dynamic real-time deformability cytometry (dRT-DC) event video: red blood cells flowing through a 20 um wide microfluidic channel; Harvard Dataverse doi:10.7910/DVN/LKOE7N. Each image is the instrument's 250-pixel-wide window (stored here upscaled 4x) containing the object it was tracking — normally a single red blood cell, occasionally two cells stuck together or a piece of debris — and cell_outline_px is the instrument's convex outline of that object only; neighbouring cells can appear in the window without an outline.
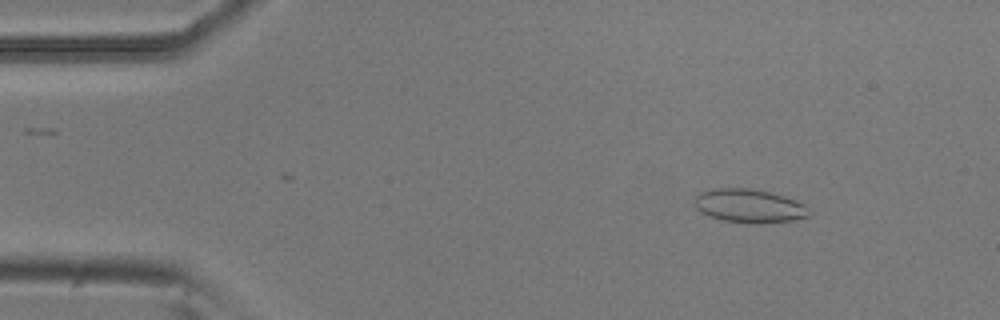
{"species": "common noctule bat (a hibernating species)", "species_latin": "Nyctalus noctula", "temperature_condition": "room temperature", "stored_images_in_passage": 53, "camera_frame_rate_fps": 3000, "um_per_image_px": 0.085, "animal": {"sex": "male", "body_mass_g": 20.5, "forearm_length_mm": 52.5}, "frame": {"image": 1, "passage_image": 7, "time_ms": 2.0, "image_size_px": [1000, 320], "cell_outline_px": [[812, 212], [808, 216], [796, 220], [756, 224], [748, 224], [724, 220], [708, 216], [700, 212], [692, 204], [692, 200], [700, 192], [712, 188], [752, 188], [784, 196], [796, 200], [804, 204]], "centroid_in_image_um": [63.66, 17.51], "position_along_channel_um": 21.3, "area_um2": 22.89}}
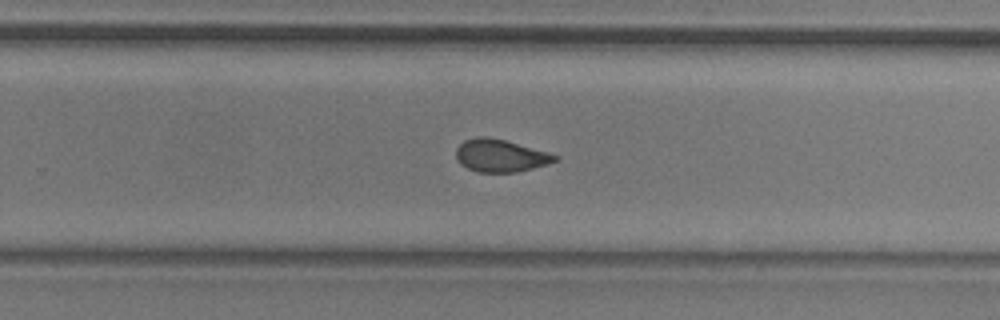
{"frame": {"image": 2, "passage_image": 34, "time_ms": 11.0, "image_size_px": [1000, 320], "cell_outline_px": [[560, 156], [556, 160], [532, 168], [516, 172], [476, 172], [460, 164], [456, 160], [456, 148], [464, 140], [476, 136], [488, 136], [504, 140], [548, 152]], "centroid_in_image_um": [42.48, 13.22], "position_along_channel_um": 287.3, "area_um2": 18.67}}
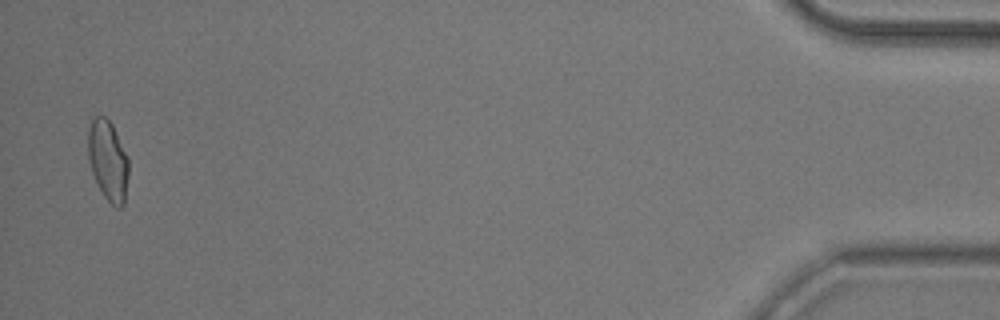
{"frame": {"image": 3, "passage_image": 52, "time_ms": 17.0, "image_size_px": [1000, 320], "cell_outline_px": [[128, 176], [124, 204], [120, 208], [116, 208], [104, 196], [92, 172], [88, 160], [88, 132], [92, 120], [96, 116], [104, 116], [112, 124], [128, 156]], "centroid_in_image_um": [9.19, 13.64], "position_along_channel_um": 426.0, "area_um2": 18.84}, "authors_computed_cell_mechanics": {"area_um2": 19.1896, "velocity_mm_per_s": 3.7957, "shape_relaxation_time_tau1_ms": 8.1463, "shape_relaxation_time_tau2_ms": 1.8887, "deformation_change_tau1": 0.1684, "deformation_change_tau2": 0.0761}}